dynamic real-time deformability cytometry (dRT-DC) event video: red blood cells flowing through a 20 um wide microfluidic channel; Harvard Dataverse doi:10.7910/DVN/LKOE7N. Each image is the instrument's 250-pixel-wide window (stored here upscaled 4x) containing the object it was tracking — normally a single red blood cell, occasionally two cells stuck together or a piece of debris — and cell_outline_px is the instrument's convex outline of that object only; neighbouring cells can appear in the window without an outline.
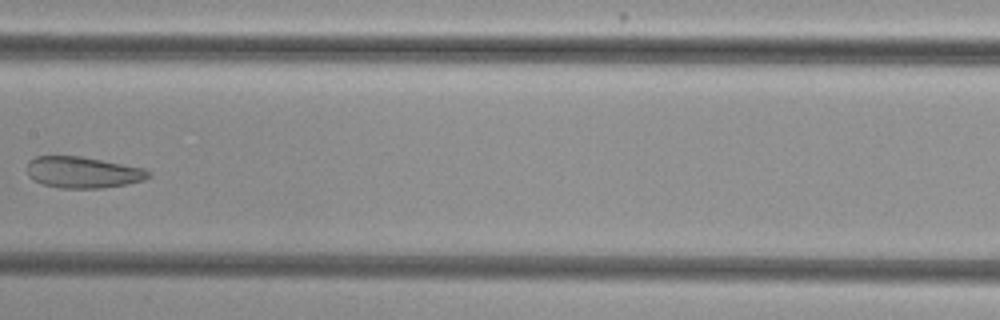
{"species": "common noctule bat (a hibernating species)", "species_latin": "Nyctalus noctula", "temperature_condition": "cold", "stored_images_in_passage": 6, "camera_frame_rate_fps": 3000, "um_per_image_px": 0.085, "animal": {"sex": "female", "body_mass_g": 29.2, "forearm_length_mm": 56.3}, "frame": {"image": 1, "passage_image": 6, "time_ms": 6.667, "image_size_px": [1000, 320], "cell_outline_px": [[152, 176], [144, 180], [124, 184], [100, 188], [60, 188], [44, 184], [32, 180], [28, 176], [28, 160], [36, 156], [80, 156], [144, 168], [152, 172]], "centroid_in_image_um": [7.04, 14.64], "position_along_channel_um": 200.4, "area_um2": 22.14}}